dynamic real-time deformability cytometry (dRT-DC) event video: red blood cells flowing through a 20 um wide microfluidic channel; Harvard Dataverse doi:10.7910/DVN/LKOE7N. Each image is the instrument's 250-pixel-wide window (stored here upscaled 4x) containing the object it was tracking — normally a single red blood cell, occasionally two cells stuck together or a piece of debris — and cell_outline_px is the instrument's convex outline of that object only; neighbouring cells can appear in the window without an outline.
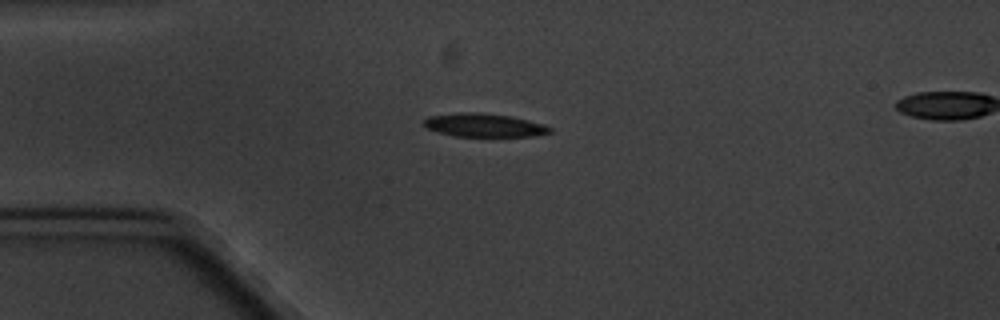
{"species": "common noctule bat (a hibernating species)", "species_latin": "Nyctalus noctula", "temperature_condition": "cold", "stored_images_in_passage": 2, "camera_frame_rate_fps": 3000, "um_per_image_px": 0.085, "animal": {"sex": "male", "body_mass_g": 20.1, "forearm_length_mm": 53.5}, "frame": {"image": 1, "passage_image": 1, "time_ms": 0.0, "image_size_px": [1000, 320], "cell_outline_px": [[552, 132], [536, 136], [456, 136], [436, 132], [424, 128], [424, 120], [428, 116], [460, 112], [480, 112], [512, 116], [544, 124], [552, 128]], "centroid_in_image_um": [41.14, 10.63], "position_along_channel_um": 43.9, "area_um2": 17.4}}